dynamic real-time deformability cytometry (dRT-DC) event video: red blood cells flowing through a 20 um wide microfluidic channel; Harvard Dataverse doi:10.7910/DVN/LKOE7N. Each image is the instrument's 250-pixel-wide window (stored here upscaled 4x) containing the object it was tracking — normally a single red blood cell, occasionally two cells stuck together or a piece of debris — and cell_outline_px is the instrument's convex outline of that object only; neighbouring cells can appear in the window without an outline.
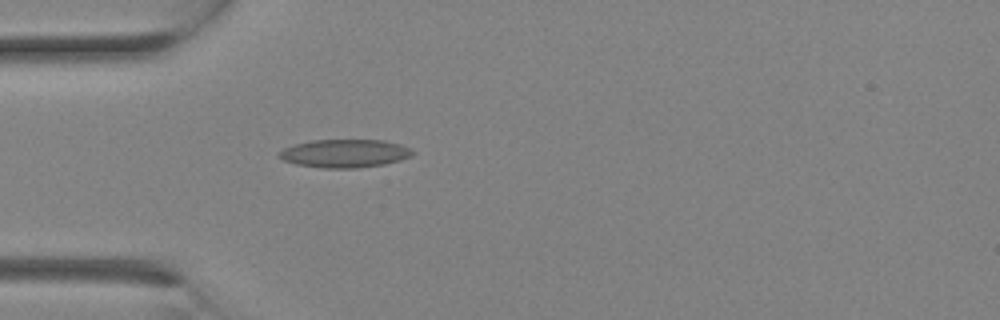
{"species": "Egyptian fruit bat (a non-hibernating species)", "species_latin": "Rousettus aegyptiacus", "temperature_condition": "room temperature", "stored_images_in_passage": 11, "camera_frame_rate_fps": 3000, "um_per_image_px": 0.085, "animal": {"sex": "female"}, "frame": {"image": 1, "passage_image": 3, "time_ms": 0.667, "image_size_px": [1000, 320], "cell_outline_px": [[416, 152], [412, 156], [400, 160], [384, 164], [356, 168], [324, 168], [296, 164], [284, 160], [276, 156], [276, 152], [292, 144], [312, 140], [384, 140], [400, 144], [412, 148]], "centroid_in_image_um": [29.29, 13.03], "position_along_channel_um": 55.7, "area_um2": 22.2}}
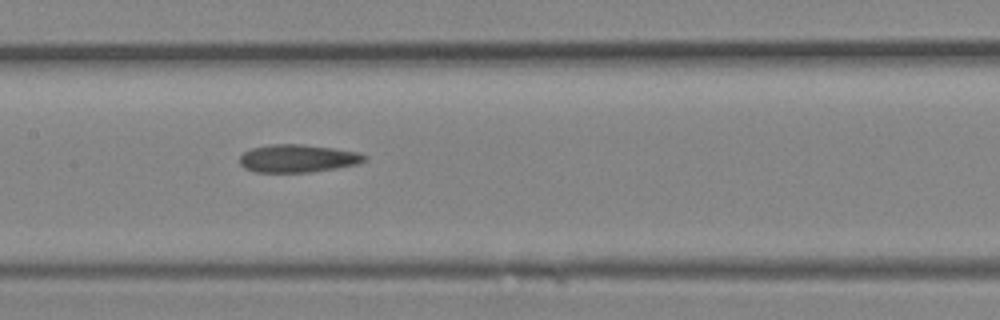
{"frame": {"image": 2, "passage_image": 8, "time_ms": 2.333, "image_size_px": [1000, 320], "cell_outline_px": [[368, 160], [360, 164], [312, 172], [256, 172], [244, 168], [240, 164], [240, 156], [244, 152], [252, 148], [272, 144], [300, 144], [332, 148], [356, 152], [368, 156]], "centroid_in_image_um": [25.33, 13.47], "position_along_channel_um": 182.1, "area_um2": 20.29}}
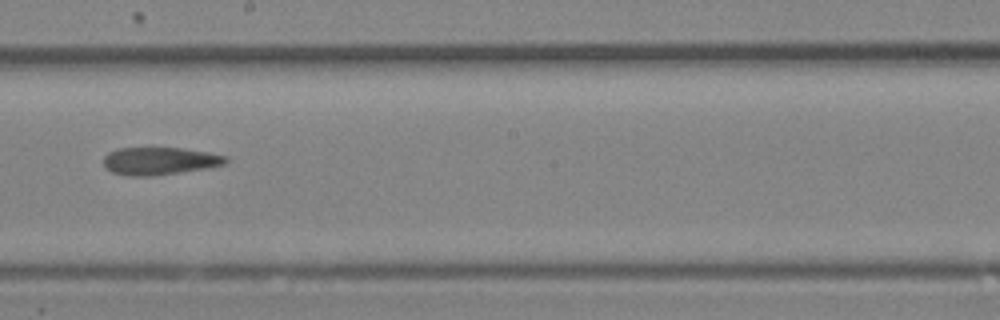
{"frame": {"image": 3, "passage_image": 10, "time_ms": 3.0, "image_size_px": [1000, 320], "cell_outline_px": [[228, 160], [224, 164], [208, 168], [152, 176], [128, 176], [112, 172], [104, 164], [104, 156], [108, 152], [116, 148], [180, 148], [208, 152], [228, 156]], "centroid_in_image_um": [13.57, 13.68], "position_along_channel_um": 234.6, "area_um2": 19.65}}